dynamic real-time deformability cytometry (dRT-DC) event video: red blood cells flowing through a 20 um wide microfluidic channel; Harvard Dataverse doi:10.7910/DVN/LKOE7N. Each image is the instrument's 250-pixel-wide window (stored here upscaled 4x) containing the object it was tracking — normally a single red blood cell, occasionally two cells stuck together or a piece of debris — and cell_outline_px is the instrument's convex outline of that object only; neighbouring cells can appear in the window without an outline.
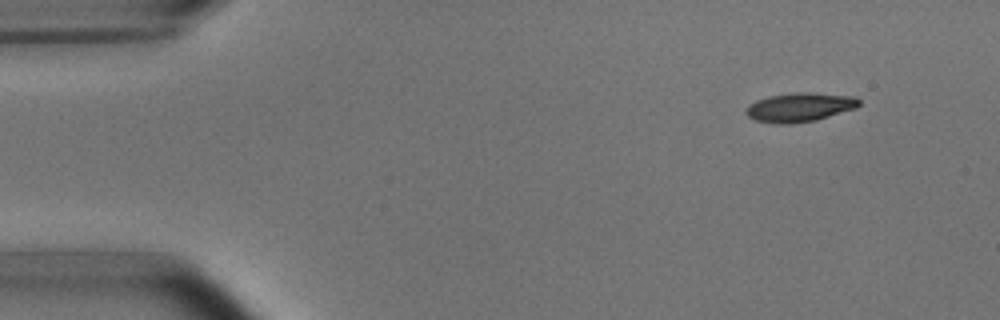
{"species": "common noctule bat (a hibernating species)", "species_latin": "Nyctalus noctula", "temperature_condition": "room temperature", "stored_images_in_passage": 10, "camera_frame_rate_fps": 3000, "um_per_image_px": 0.085, "animal": {"sex": "male", "body_mass_g": 15.6}, "frame": {"image": 1, "passage_image": 1, "time_ms": 0.0, "image_size_px": [1000, 320], "cell_outline_px": [[860, 104], [856, 108], [816, 120], [788, 124], [780, 124], [756, 120], [748, 116], [744, 112], [748, 104], [756, 100], [768, 96], [792, 92], [812, 92], [856, 96], [860, 100]], "centroid_in_image_um": [67.98, 9.1], "position_along_channel_um": 17.0, "area_um2": 19.31}}
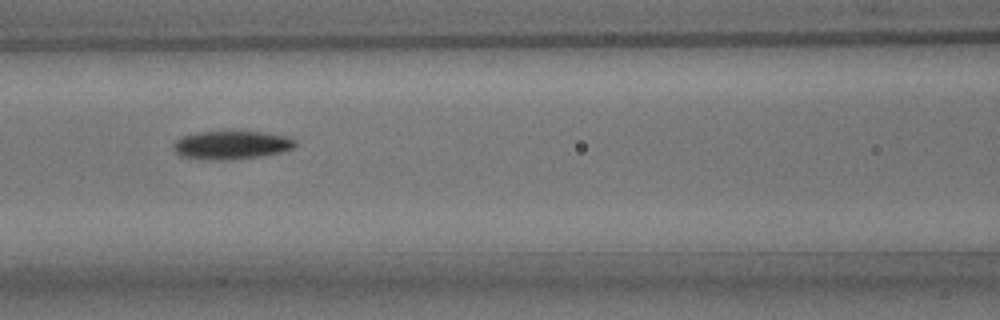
{"frame": {"image": 2, "passage_image": 6, "time_ms": 6.0, "image_size_px": [1000, 320], "cell_outline_px": [[296, 144], [292, 148], [284, 152], [260, 156], [224, 160], [204, 160], [180, 156], [172, 148], [172, 144], [180, 136], [196, 132], [260, 132], [284, 136], [296, 140]], "centroid_in_image_um": [19.61, 12.34], "position_along_channel_um": 147.0, "area_um2": 20.17}}
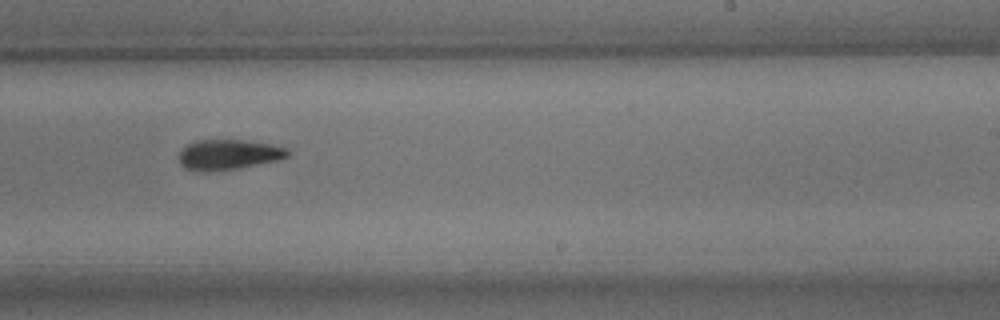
{"frame": {"image": 3, "passage_image": 9, "time_ms": 9.333, "image_size_px": [1000, 320], "cell_outline_px": [[292, 152], [288, 156], [280, 160], [240, 168], [184, 168], [180, 164], [180, 152], [188, 144], [196, 140], [244, 140], [272, 144], [288, 148]], "centroid_in_image_um": [19.55, 13.09], "position_along_channel_um": 269.4, "area_um2": 18.5}}